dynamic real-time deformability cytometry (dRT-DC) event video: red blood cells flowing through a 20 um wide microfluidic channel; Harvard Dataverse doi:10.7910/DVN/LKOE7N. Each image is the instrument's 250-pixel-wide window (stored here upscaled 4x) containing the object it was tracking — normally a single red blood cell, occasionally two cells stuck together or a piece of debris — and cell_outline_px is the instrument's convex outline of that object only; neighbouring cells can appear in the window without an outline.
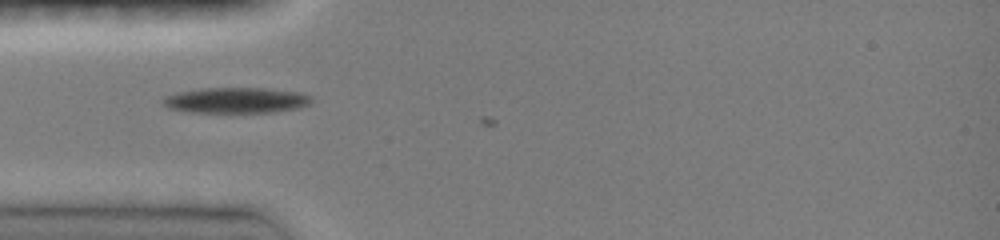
{"species": "common noctule bat (a hibernating species)", "species_latin": "Nyctalus noctula", "temperature_condition": "room temperature", "stored_images_in_passage": 13, "camera_frame_rate_fps": 3000, "um_per_image_px": 0.085, "animal": {"sex": "female", "body_mass_g": 19.0, "forearm_length_mm": 51.5}, "frame": {"image": 1, "passage_image": 12, "time_ms": 3.667, "image_size_px": [1000, 240], "cell_outline_px": [[312, 104], [300, 108], [276, 112], [188, 112], [168, 108], [160, 104], [160, 100], [164, 96], [180, 92], [204, 88], [264, 88], [300, 92], [312, 96]], "centroid_in_image_um": [20.08, 8.53], "position_along_channel_um": 64.9, "area_um2": 22.48}}